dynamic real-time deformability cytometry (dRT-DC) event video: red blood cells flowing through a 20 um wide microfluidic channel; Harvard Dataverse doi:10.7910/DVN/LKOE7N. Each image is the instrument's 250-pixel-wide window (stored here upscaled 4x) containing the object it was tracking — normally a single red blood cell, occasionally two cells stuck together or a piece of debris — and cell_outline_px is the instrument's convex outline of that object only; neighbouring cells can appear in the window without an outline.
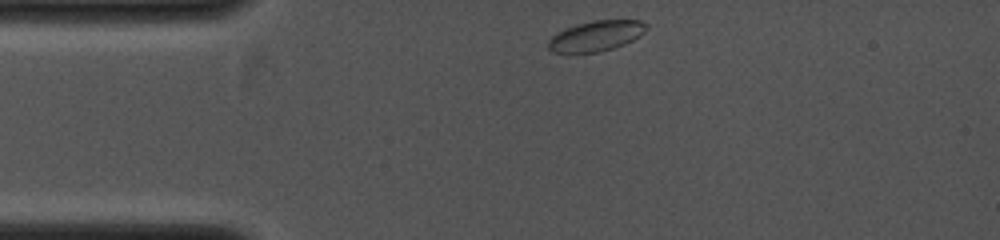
{"species": "common noctule bat (a hibernating species)", "species_latin": "Nyctalus noctula", "temperature_condition": "cold", "stored_images_in_passage": 3, "camera_frame_rate_fps": 4000, "um_per_image_px": 0.085, "animal": {"sex": "female", "body_mass_g": 19.0, "forearm_length_mm": 53.3}, "frame": {"image": 1, "passage_image": 1, "time_ms": 0.0, "image_size_px": [1000, 240], "cell_outline_px": [[648, 28], [640, 36], [624, 44], [600, 52], [552, 52], [548, 48], [548, 40], [552, 36], [564, 28], [576, 24], [592, 20], [640, 20], [648, 24]], "centroid_in_image_um": [50.68, 3.04], "position_along_channel_um": 34.3, "area_um2": 17.4}}